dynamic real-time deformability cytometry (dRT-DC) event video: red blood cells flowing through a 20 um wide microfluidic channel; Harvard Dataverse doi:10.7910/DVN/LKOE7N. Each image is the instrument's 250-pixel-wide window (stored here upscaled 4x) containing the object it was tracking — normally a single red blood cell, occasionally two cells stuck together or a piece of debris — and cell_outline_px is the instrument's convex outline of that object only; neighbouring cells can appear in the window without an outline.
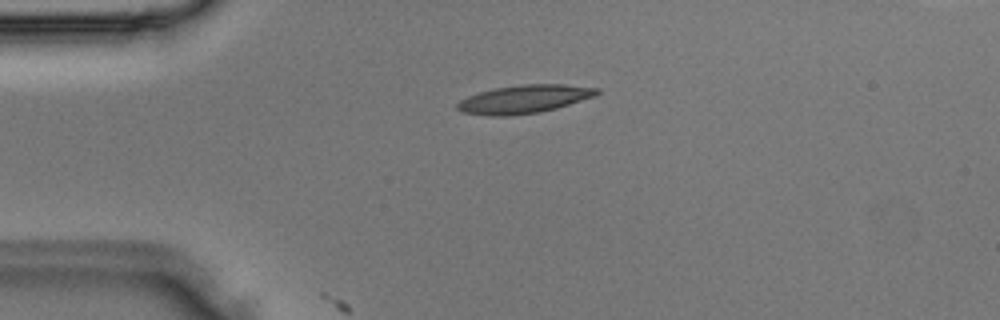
{"species": "Egyptian fruit bat (a non-hibernating species)", "species_latin": "Rousettus aegyptiacus", "temperature_condition": "room temperature", "stored_images_in_passage": 1, "camera_frame_rate_fps": 3000, "um_per_image_px": 0.085, "animal": {"sex": "male"}, "frame": {"image": 1, "passage_image": 1, "time_ms": 0.0, "image_size_px": [1000, 320], "cell_outline_px": [[600, 92], [596, 96], [556, 108], [540, 112], [508, 116], [488, 116], [464, 112], [456, 108], [456, 104], [460, 100], [468, 96], [480, 92], [496, 88], [520, 84], [564, 84], [600, 88]], "centroid_in_image_um": [44.58, 8.42], "position_along_channel_um": 40.4, "area_um2": 23.0}}